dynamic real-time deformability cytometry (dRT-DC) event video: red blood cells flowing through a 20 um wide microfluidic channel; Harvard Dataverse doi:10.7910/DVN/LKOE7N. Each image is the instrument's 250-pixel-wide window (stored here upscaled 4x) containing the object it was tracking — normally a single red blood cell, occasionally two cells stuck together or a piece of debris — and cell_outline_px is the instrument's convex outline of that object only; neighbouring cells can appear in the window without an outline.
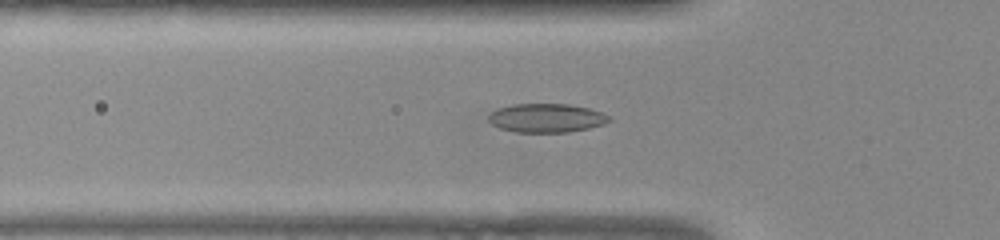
{"species": "common noctule bat (a hibernating species)", "species_latin": "Nyctalus noctula", "temperature_condition": "warm", "stored_images_in_passage": 52, "camera_frame_rate_fps": 3000, "um_per_image_px": 0.085, "animal": {"sex": "female", "body_mass_g": 22.0, "forearm_length_mm": 56.7}, "frame": {"image": 1, "passage_image": 17, "time_ms": 5.333, "image_size_px": [1000, 240], "cell_outline_px": [[612, 120], [604, 124], [588, 128], [568, 132], [516, 132], [500, 128], [492, 124], [488, 120], [488, 116], [496, 108], [512, 104], [568, 104], [588, 108], [600, 112], [608, 116]], "centroid_in_image_um": [46.42, 10.03], "position_along_channel_um": 79.4, "area_um2": 20.17}}
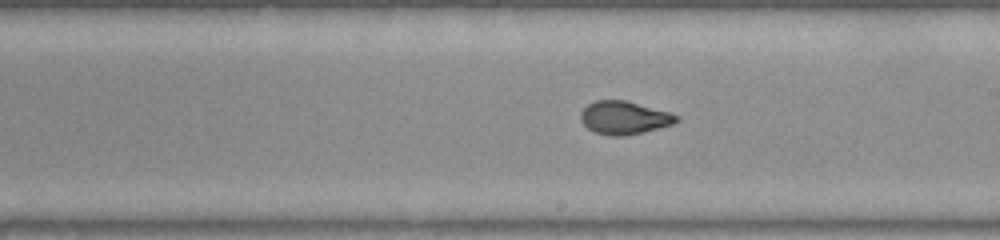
{"frame": {"image": 2, "passage_image": 29, "time_ms": 9.333, "image_size_px": [1000, 240], "cell_outline_px": [[680, 120], [672, 124], [644, 132], [624, 136], [608, 136], [596, 132], [588, 128], [580, 120], [580, 112], [588, 104], [596, 100], [624, 100], [668, 112], [680, 116]], "centroid_in_image_um": [53.04, 10.01], "position_along_channel_um": 236.0, "area_um2": 18.38}}
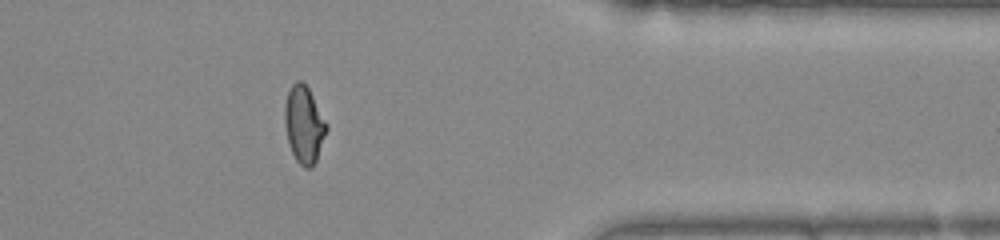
{"frame": {"image": 3, "passage_image": 42, "time_ms": 13.667, "image_size_px": [1000, 240], "cell_outline_px": [[328, 128], [316, 160], [312, 168], [304, 168], [296, 160], [292, 152], [288, 140], [284, 124], [284, 108], [288, 92], [292, 84], [296, 80], [300, 80], [308, 88], [328, 124]], "centroid_in_image_um": [25.84, 10.59], "position_along_channel_um": 385.6, "area_um2": 18.67}, "authors_computed_cell_mechanics": {"area_um2": 18.7272, "velocity_mm_per_s": 3.9129, "shape_relaxation_time_tau1_ms": 9.5675, "shape_relaxation_time_tau2_ms": null, "deformation_change_tau1": 0.2769, "deformation_change_tau2": null}}